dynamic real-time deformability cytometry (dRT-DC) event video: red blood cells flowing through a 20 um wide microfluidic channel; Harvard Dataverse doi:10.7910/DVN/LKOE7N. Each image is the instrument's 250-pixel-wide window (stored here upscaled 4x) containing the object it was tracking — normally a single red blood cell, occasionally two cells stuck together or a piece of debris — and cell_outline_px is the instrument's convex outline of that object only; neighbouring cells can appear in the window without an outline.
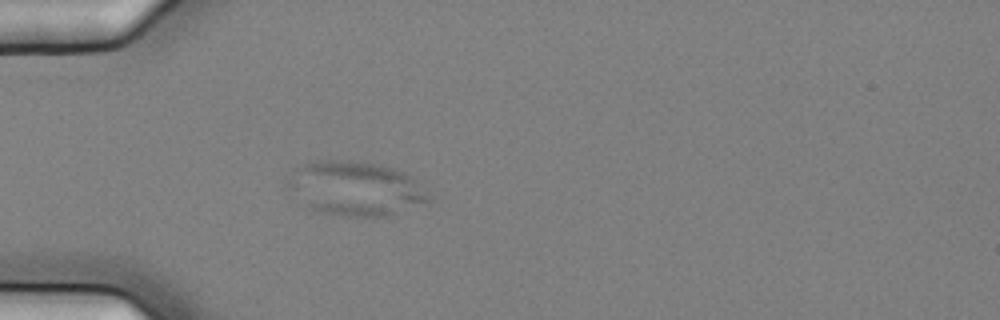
{"species": "common noctule bat (a hibernating species)", "species_latin": "Nyctalus noctula", "temperature_condition": "cold", "stored_images_in_passage": 5, "camera_frame_rate_fps": 3000, "um_per_image_px": 0.085, "animal": {"sex": "female", "body_mass_g": 25.1}, "frame": {"image": 1, "passage_image": 5, "time_ms": 1.333, "image_size_px": [1000, 320], "cell_outline_px": [[432, 196], [428, 200], [396, 212], [384, 216], [348, 216], [324, 212], [312, 208], [304, 204], [284, 188], [284, 184], [296, 168], [304, 164], [316, 160], [360, 160], [380, 164], [396, 168], [404, 172]], "centroid_in_image_um": [30.13, 15.98], "position_along_channel_um": 54.9, "area_um2": 44.22}}